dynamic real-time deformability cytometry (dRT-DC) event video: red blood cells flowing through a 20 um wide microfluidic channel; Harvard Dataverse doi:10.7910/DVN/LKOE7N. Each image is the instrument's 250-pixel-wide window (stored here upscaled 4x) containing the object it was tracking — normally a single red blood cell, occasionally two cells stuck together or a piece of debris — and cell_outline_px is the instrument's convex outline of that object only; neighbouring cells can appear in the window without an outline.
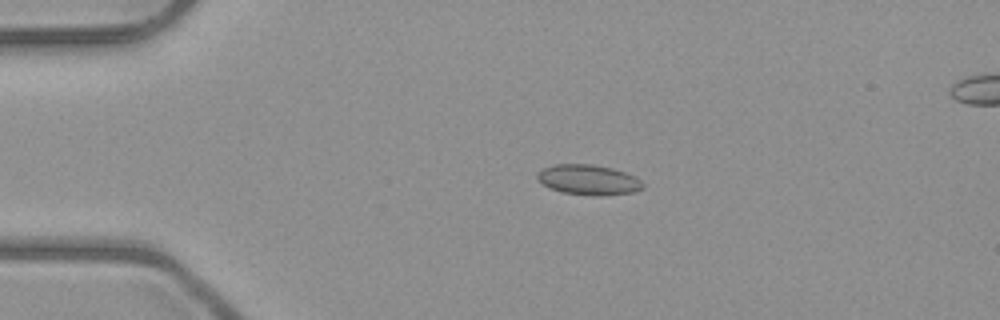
{"species": "common noctule bat (a hibernating species)", "species_latin": "Nyctalus noctula", "temperature_condition": "room temperature", "stored_images_in_passage": 5, "camera_frame_rate_fps": 3000, "um_per_image_px": 0.085, "animal": {"sex": "male", "body_mass_g": 23.1, "forearm_length_mm": 52.7}, "frame": {"image": 1, "passage_image": 3, "time_ms": 2.333, "image_size_px": [1000, 320], "cell_outline_px": [[644, 188], [636, 192], [600, 196], [592, 196], [564, 192], [552, 188], [544, 184], [536, 176], [536, 172], [540, 168], [552, 164], [592, 164], [612, 168], [636, 176], [644, 184]], "centroid_in_image_um": [50.04, 15.27], "position_along_channel_um": 35.0, "area_um2": 18.73}}